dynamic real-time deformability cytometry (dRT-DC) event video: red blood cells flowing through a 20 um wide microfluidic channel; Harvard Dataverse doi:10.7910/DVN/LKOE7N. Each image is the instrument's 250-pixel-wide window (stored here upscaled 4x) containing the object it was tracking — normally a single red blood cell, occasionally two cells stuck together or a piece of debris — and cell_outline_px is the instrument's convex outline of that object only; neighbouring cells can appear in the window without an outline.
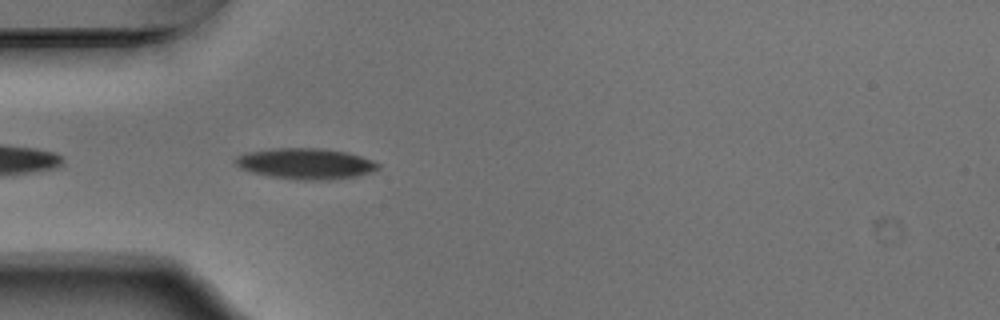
{"species": "Egyptian fruit bat (a non-hibernating species)", "species_latin": "Rousettus aegyptiacus", "temperature_condition": "warm", "stored_images_in_passage": 6, "camera_frame_rate_fps": 3000, "um_per_image_px": 0.085, "animal": {"sex": "male"}, "frame": {"image": 1, "passage_image": 3, "time_ms": 0.667, "image_size_px": [1000, 320], "cell_outline_px": [[380, 168], [368, 172], [352, 176], [328, 180], [304, 180], [272, 176], [252, 172], [240, 168], [232, 160], [236, 156], [248, 152], [272, 148], [324, 148], [348, 152], [372, 160], [380, 164]], "centroid_in_image_um": [25.95, 13.89], "position_along_channel_um": 59.0, "area_um2": 25.49}}